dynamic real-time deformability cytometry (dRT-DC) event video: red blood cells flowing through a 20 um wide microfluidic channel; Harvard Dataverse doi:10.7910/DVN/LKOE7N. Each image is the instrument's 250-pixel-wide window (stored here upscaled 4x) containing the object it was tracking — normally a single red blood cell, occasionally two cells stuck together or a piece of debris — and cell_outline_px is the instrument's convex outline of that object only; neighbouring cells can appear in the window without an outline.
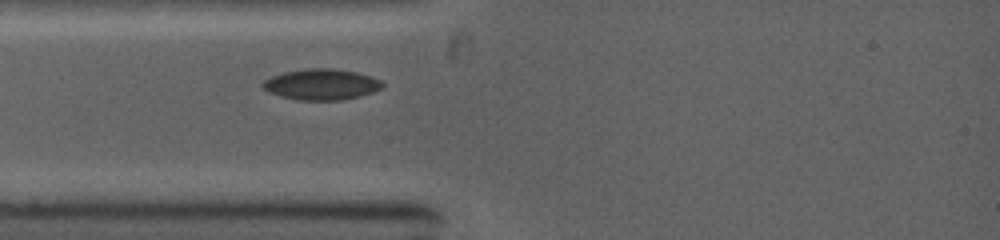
{"species": "common noctule bat (a hibernating species)", "species_latin": "Nyctalus noctula", "temperature_condition": "warm", "stored_images_in_passage": 11, "camera_frame_rate_fps": 5000, "um_per_image_px": 0.085, "animal": {"sex": "female", "body_mass_g": 19.0, "forearm_length_mm": 53.3}, "frame": {"image": 1, "passage_image": 1, "time_ms": 0.0, "image_size_px": [1000, 240], "cell_outline_px": [[384, 84], [380, 88], [372, 92], [360, 96], [340, 100], [296, 100], [280, 96], [268, 92], [260, 84], [264, 80], [272, 76], [284, 72], [304, 68], [332, 68], [356, 72], [372, 76], [380, 80]], "centroid_in_image_um": [27.29, 7.17], "position_along_channel_um": 57.7, "area_um2": 21.62}}
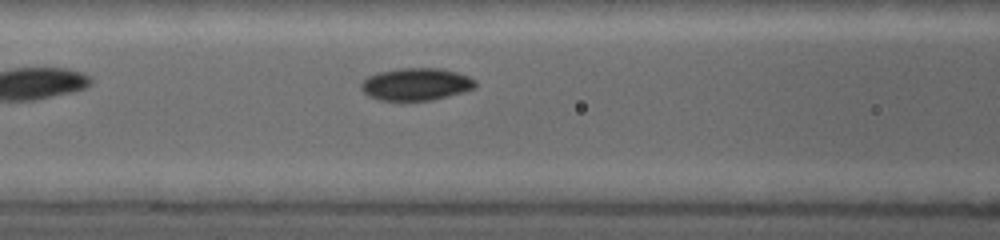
{"frame": {"image": 2, "passage_image": 7, "time_ms": 1.6, "image_size_px": [1000, 240], "cell_outline_px": [[476, 84], [472, 88], [448, 96], [432, 100], [380, 100], [368, 96], [360, 88], [360, 84], [368, 76], [380, 72], [400, 68], [440, 68], [456, 72], [468, 76], [476, 80]], "centroid_in_image_um": [35.34, 7.15], "position_along_channel_um": 131.3, "area_um2": 21.33}}